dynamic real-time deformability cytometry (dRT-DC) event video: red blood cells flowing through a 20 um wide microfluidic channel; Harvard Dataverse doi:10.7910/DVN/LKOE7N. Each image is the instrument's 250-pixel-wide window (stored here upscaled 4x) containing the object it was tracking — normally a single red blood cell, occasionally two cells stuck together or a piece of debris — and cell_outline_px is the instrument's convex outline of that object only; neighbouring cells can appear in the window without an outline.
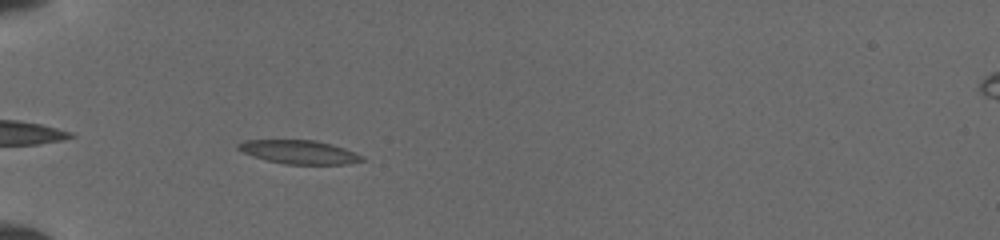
{"species": "common noctule bat (a hibernating species)", "species_latin": "Nyctalus noctula", "temperature_condition": "cold", "stored_images_in_passage": 8, "camera_frame_rate_fps": 3000, "um_per_image_px": 0.085, "animal": {"sex": "female", "body_mass_g": 19.5, "forearm_length_mm": 54.1}, "frame": {"image": 1, "passage_image": 4, "time_ms": 3.0, "image_size_px": [1000, 240], "cell_outline_px": [[368, 160], [348, 164], [284, 164], [252, 156], [236, 148], [236, 144], [244, 140], [316, 140], [332, 144], [344, 148]], "centroid_in_image_um": [25.41, 12.92], "position_along_channel_um": 59.6, "area_um2": 16.99}}
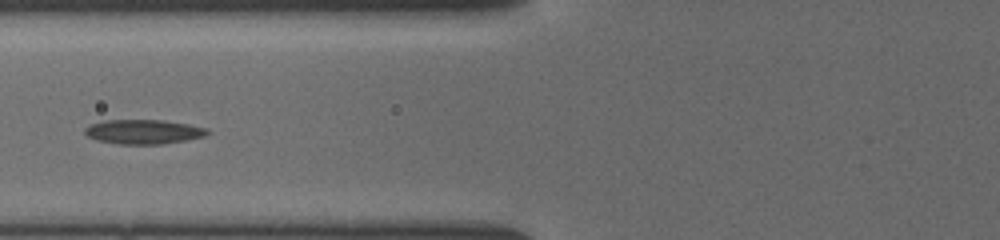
{"frame": {"image": 2, "passage_image": 6, "time_ms": 4.667, "image_size_px": [1000, 240], "cell_outline_px": [[212, 132], [204, 136], [164, 144], [116, 144], [96, 140], [88, 136], [84, 132], [84, 128], [88, 124], [104, 120], [164, 120], [188, 124], [208, 128]], "centroid_in_image_um": [12.18, 11.19], "position_along_channel_um": 113.6, "area_um2": 17.63}}
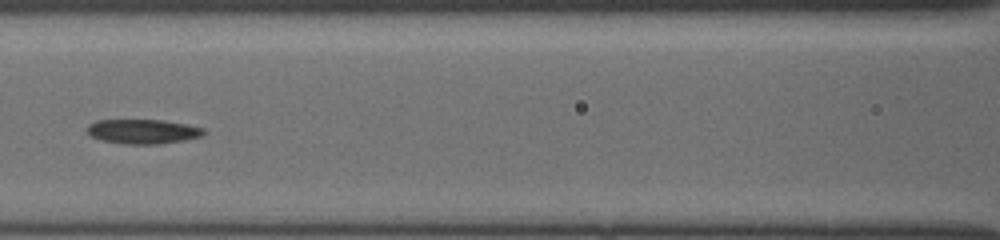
{"frame": {"image": 3, "passage_image": 7, "time_ms": 5.667, "image_size_px": [1000, 240], "cell_outline_px": [[204, 132], [200, 136], [184, 140], [160, 144], [124, 144], [100, 140], [92, 136], [88, 132], [88, 124], [96, 120], [160, 120], [184, 124], [204, 128]], "centroid_in_image_um": [12.11, 11.18], "position_along_channel_um": 154.5, "area_um2": 16.47}}